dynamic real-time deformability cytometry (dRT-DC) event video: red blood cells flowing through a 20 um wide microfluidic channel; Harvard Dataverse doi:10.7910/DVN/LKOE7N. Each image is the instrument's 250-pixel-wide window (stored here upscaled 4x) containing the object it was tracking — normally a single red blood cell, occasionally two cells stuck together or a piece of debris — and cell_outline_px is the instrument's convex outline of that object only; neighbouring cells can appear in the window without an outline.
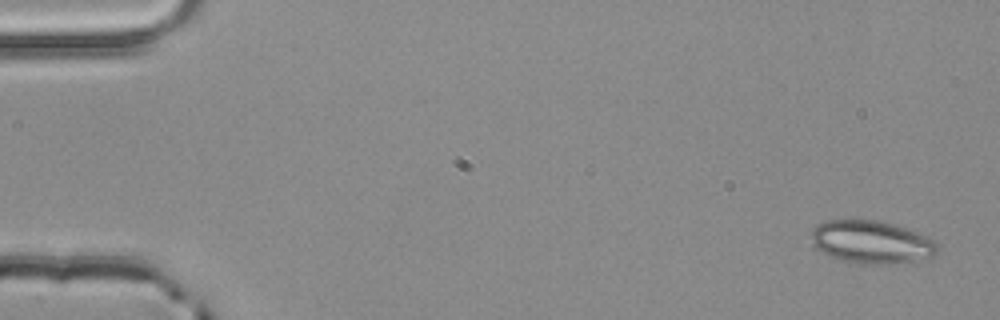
{"species": "common noctule bat (a hibernating species)", "species_latin": "Nyctalus noctula", "temperature_condition": "room temperature", "stored_images_in_passage": 4, "segment_of_instrument_passage": [2, 2], "camera_frame_rate_fps": 3000, "um_per_image_px": 0.085, "animal": {"sex": "male", "body_mass_g": 20.4}, "frame": {"image": 1, "passage_image": 4, "time_ms": 1.0, "image_size_px": [1000, 320], "cell_outline_px": [[940, 244], [936, 252], [932, 256], [912, 260], [888, 264], [860, 264], [840, 260], [816, 248], [812, 236], [812, 228], [816, 224], [828, 220], [876, 220], [892, 224], [904, 228], [936, 240]], "centroid_in_image_um": [74.07, 20.57], "position_along_channel_um": 10.9, "area_um2": 31.1}}